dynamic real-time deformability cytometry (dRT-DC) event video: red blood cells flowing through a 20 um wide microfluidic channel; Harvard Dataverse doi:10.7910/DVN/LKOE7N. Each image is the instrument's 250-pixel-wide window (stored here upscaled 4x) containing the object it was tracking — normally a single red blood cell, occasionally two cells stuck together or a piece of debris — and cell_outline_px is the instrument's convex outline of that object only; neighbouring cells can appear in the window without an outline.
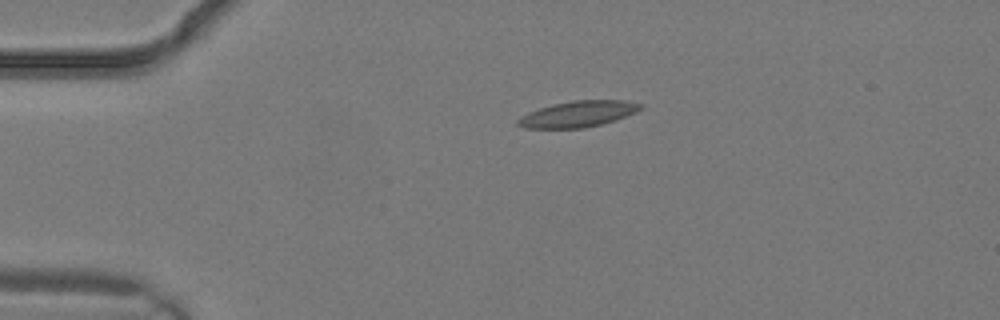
{"species": "common noctule bat (a hibernating species)", "species_latin": "Nyctalus noctula", "temperature_condition": "warm", "stored_images_in_passage": 1, "camera_frame_rate_fps": 3000, "um_per_image_px": 0.085, "animal": {"sex": "male", "body_mass_g": 19.2, "forearm_length_mm": 51.8}, "frame": {"image": 1, "passage_image": 1, "time_ms": 0.0, "image_size_px": [1000, 320], "cell_outline_px": [[644, 108], [636, 112], [616, 120], [584, 128], [524, 128], [516, 124], [516, 120], [520, 116], [528, 112], [552, 104], [576, 100], [628, 100], [644, 104]], "centroid_in_image_um": [49.16, 9.68], "position_along_channel_um": 35.8, "area_um2": 18.79}}